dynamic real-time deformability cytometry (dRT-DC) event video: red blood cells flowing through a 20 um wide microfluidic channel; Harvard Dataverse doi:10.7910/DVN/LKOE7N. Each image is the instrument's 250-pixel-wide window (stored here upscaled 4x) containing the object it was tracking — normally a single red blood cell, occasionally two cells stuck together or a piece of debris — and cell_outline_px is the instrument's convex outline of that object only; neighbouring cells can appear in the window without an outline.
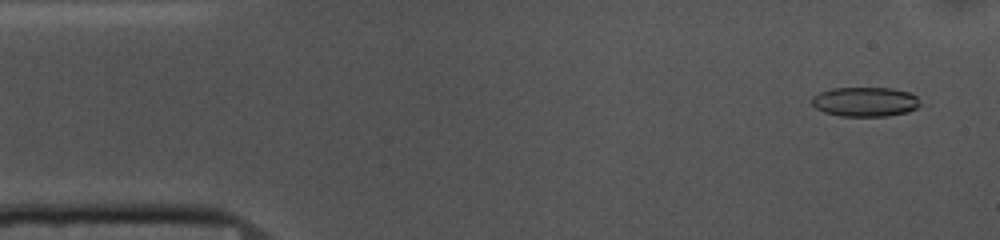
{"species": "common noctule bat (a hibernating species)", "species_latin": "Nyctalus noctula", "temperature_condition": "cold", "stored_images_in_passage": 53, "camera_frame_rate_fps": 3000, "um_per_image_px": 0.085, "animal": {"sex": "female", "body_mass_g": 10.0, "forearm_length_mm": 53.1}, "frame": {"image": 1, "passage_image": 3, "time_ms": 0.667, "image_size_px": [1000, 240], "cell_outline_px": [[920, 104], [916, 108], [908, 112], [888, 116], [840, 116], [824, 112], [816, 108], [812, 104], [812, 96], [820, 92], [832, 88], [892, 88], [908, 92], [916, 96]], "centroid_in_image_um": [73.52, 8.65], "position_along_channel_um": 11.5, "area_um2": 18.61}}
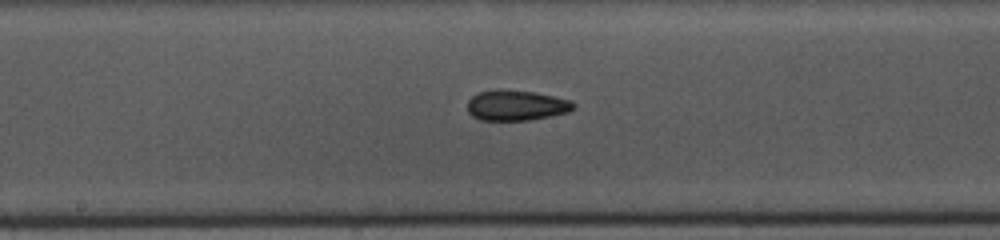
{"frame": {"image": 2, "passage_image": 26, "time_ms": 8.333, "image_size_px": [1000, 240], "cell_outline_px": [[576, 108], [568, 112], [528, 120], [480, 120], [472, 116], [468, 112], [468, 100], [472, 96], [480, 92], [500, 88], [532, 92], [572, 100], [576, 104]], "centroid_in_image_um": [43.88, 8.95], "position_along_channel_um": 204.3, "area_um2": 18.84}}
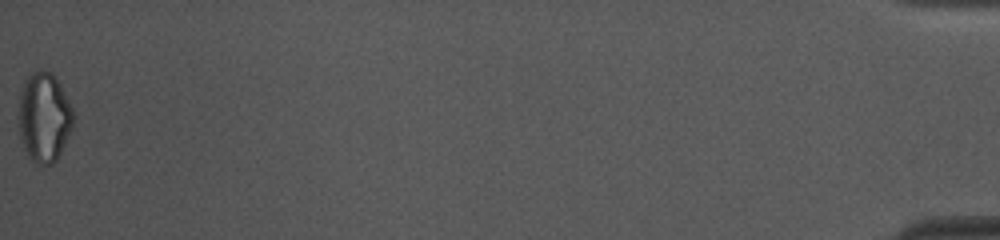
{"frame": {"image": 3, "passage_image": 53, "time_ms": 17.333, "image_size_px": [1000, 240], "cell_outline_px": [[72, 128], [56, 160], [52, 164], [36, 164], [28, 156], [20, 140], [16, 116], [20, 92], [28, 76], [32, 72], [44, 68], [52, 72], [60, 84], [72, 108]], "centroid_in_image_um": [3.69, 9.95], "position_along_channel_um": 431.5, "area_um2": 28.84}, "authors_computed_cell_mechanics": {"area_um2": 19.0162, "velocity_mm_per_s": 3.713, "shape_relaxation_time_tau1_ms": 5.4673, "shape_relaxation_time_tau2_ms": 3.7918, "deformation_change_tau1": 0.1362, "deformation_change_tau2": 0.1088}}